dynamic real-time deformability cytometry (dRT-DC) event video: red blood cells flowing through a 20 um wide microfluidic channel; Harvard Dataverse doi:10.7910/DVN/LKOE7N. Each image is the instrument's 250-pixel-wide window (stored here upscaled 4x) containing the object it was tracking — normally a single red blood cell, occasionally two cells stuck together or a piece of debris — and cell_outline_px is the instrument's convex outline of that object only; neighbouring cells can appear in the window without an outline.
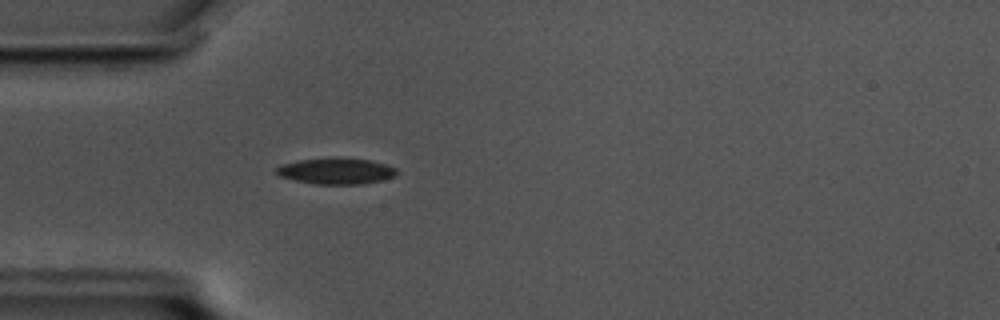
{"species": "common noctule bat (a hibernating species)", "species_latin": "Nyctalus noctula", "temperature_condition": "cold", "stored_images_in_passage": 43, "camera_frame_rate_fps": 3000, "um_per_image_px": 0.085, "animal": {"sex": "male", "body_mass_g": 17.5, "forearm_length_mm": 52.3}, "frame": {"image": 1, "passage_image": 2, "time_ms": 0.333, "image_size_px": [1000, 320], "cell_outline_px": [[396, 176], [384, 180], [364, 184], [316, 184], [296, 180], [280, 176], [276, 172], [276, 168], [280, 164], [300, 160], [332, 156], [340, 156], [368, 160], [388, 164], [396, 168]], "centroid_in_image_um": [28.61, 14.52], "position_along_channel_um": 56.4, "area_um2": 18.73}}
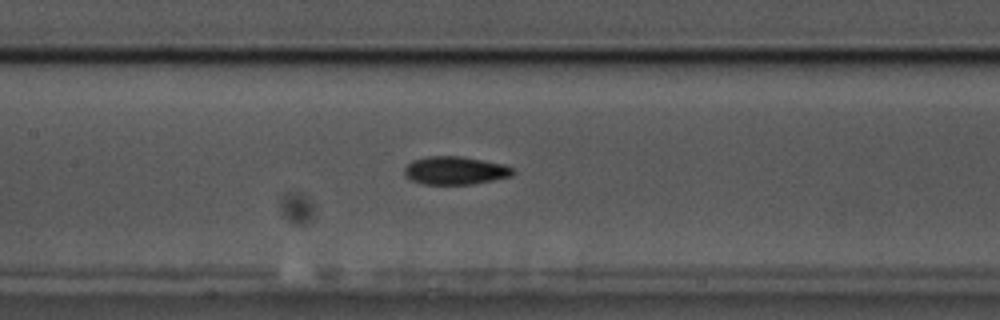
{"frame": {"image": 2, "passage_image": 12, "time_ms": 3.667, "image_size_px": [1000, 320], "cell_outline_px": [[516, 172], [512, 176], [472, 184], [424, 184], [412, 180], [404, 172], [404, 168], [412, 160], [428, 156], [460, 156], [504, 164], [512, 168]], "centroid_in_image_um": [38.71, 14.49], "position_along_channel_um": 168.7, "area_um2": 17.63}}
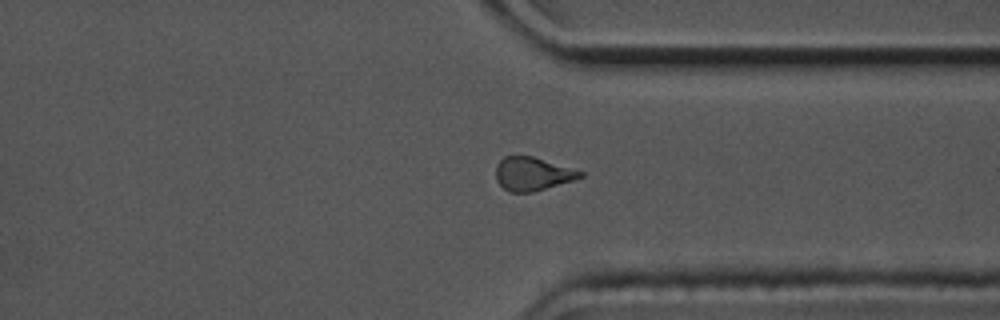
{"frame": {"image": 3, "passage_image": 29, "time_ms": 9.333, "image_size_px": [1000, 320], "cell_outline_px": [[584, 176], [572, 180], [532, 192], [508, 192], [496, 180], [496, 164], [504, 156], [532, 156], [584, 172]], "centroid_in_image_um": [45.22, 14.77], "position_along_channel_um": 366.2, "area_um2": 16.18}, "authors_computed_cell_mechanics": {"area_um2": 17.8024, "velocity_mm_per_s": 3.4916, "shape_relaxation_time_tau1_ms": 10.7866, "shape_relaxation_time_tau2_ms": 4.7558, "deformation_change_tau1": 0.1605, "deformation_change_tau2": 0.1062}}